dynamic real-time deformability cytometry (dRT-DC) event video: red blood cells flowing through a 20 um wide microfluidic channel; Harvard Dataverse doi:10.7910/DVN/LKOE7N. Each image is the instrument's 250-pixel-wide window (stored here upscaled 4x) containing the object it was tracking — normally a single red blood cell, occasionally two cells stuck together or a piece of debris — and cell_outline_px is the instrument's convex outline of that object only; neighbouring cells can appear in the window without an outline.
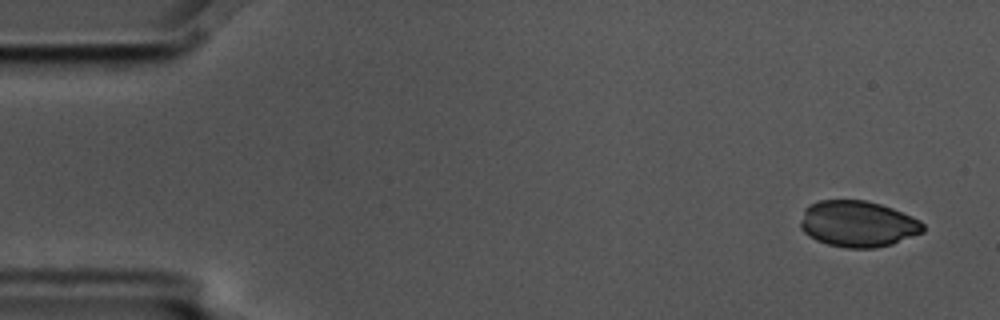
{"species": "common noctule bat (a hibernating species)", "species_latin": "Nyctalus noctula", "temperature_condition": "cold", "stored_images_in_passage": 6, "camera_frame_rate_fps": 3000, "um_per_image_px": 0.085, "animal": {"sex": "male", "body_mass_g": 17.5, "forearm_length_mm": 52.3}, "frame": {"image": 1, "passage_image": 1, "time_ms": 0.0, "image_size_px": [1000, 320], "cell_outline_px": [[924, 232], [892, 244], [876, 248], [844, 248], [828, 244], [816, 240], [808, 236], [800, 228], [800, 220], [804, 208], [808, 204], [820, 200], [864, 200], [880, 204], [892, 208], [912, 216], [920, 220], [924, 224]], "centroid_in_image_um": [72.89, 19.03], "position_along_channel_um": 12.1, "area_um2": 33.29}}